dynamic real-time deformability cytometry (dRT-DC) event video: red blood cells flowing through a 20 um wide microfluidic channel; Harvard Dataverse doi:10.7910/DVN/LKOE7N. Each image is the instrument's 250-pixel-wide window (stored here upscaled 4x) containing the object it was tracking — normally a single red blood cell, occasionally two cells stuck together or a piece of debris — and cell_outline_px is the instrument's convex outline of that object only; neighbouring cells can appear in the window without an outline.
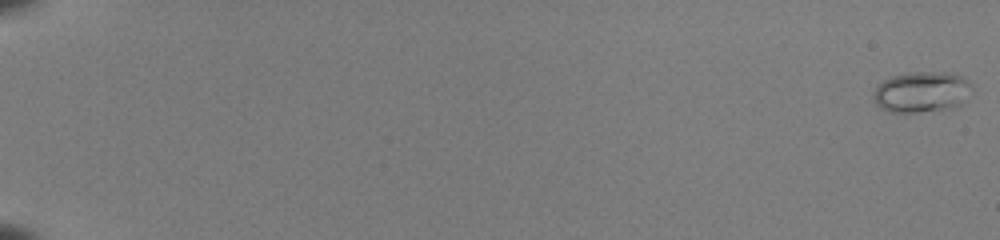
{"species": "common noctule bat (a hibernating species)", "species_latin": "Nyctalus noctula", "temperature_condition": "room temperature", "stored_images_in_passage": 20, "camera_frame_rate_fps": 3000, "um_per_image_px": 0.085, "animal": {"sex": "female", "body_mass_g": 22.0, "forearm_length_mm": 56.7}, "frame": {"image": 1, "passage_image": 1, "time_ms": 0.0, "image_size_px": [1000, 240], "cell_outline_px": [[972, 88], [960, 104], [956, 108], [916, 112], [892, 112], [880, 108], [872, 100], [872, 96], [876, 88], [884, 80], [892, 76], [912, 72], [948, 72], [960, 76], [968, 80], [972, 84]], "centroid_in_image_um": [78.33, 7.82], "position_along_channel_um": 6.7, "area_um2": 23.41}}